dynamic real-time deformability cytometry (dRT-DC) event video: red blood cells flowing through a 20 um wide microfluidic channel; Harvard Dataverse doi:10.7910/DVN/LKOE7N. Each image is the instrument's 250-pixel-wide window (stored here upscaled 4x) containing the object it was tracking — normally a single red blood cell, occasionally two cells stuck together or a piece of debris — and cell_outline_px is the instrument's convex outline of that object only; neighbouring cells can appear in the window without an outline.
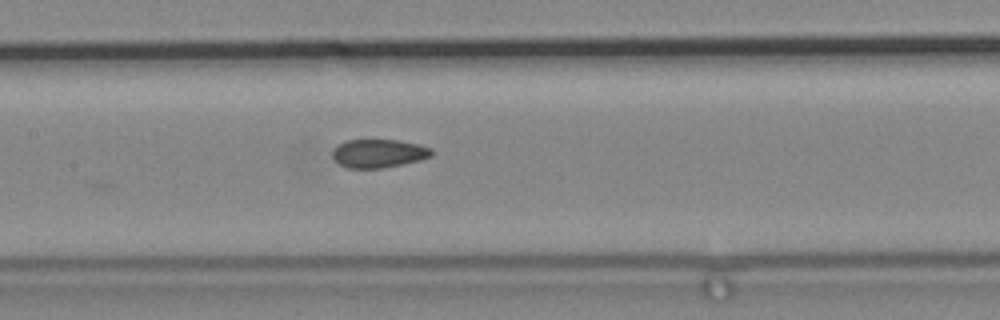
{"species": "common noctule bat (a hibernating species)", "species_latin": "Nyctalus noctula", "temperature_condition": "cold", "stored_images_in_passage": 8, "camera_frame_rate_fps": 3000, "um_per_image_px": 0.085, "animal": {"sex": "male", "body_mass_g": 19.2, "forearm_length_mm": 51.8}, "frame": {"image": 1, "passage_image": 8, "time_ms": 2.333, "image_size_px": [1000, 320], "cell_outline_px": [[432, 156], [420, 160], [380, 168], [348, 168], [340, 164], [332, 156], [332, 148], [336, 144], [348, 140], [396, 140], [420, 144], [432, 148]], "centroid_in_image_um": [32.17, 13.02], "position_along_channel_um": 175.2, "area_um2": 16.42}}